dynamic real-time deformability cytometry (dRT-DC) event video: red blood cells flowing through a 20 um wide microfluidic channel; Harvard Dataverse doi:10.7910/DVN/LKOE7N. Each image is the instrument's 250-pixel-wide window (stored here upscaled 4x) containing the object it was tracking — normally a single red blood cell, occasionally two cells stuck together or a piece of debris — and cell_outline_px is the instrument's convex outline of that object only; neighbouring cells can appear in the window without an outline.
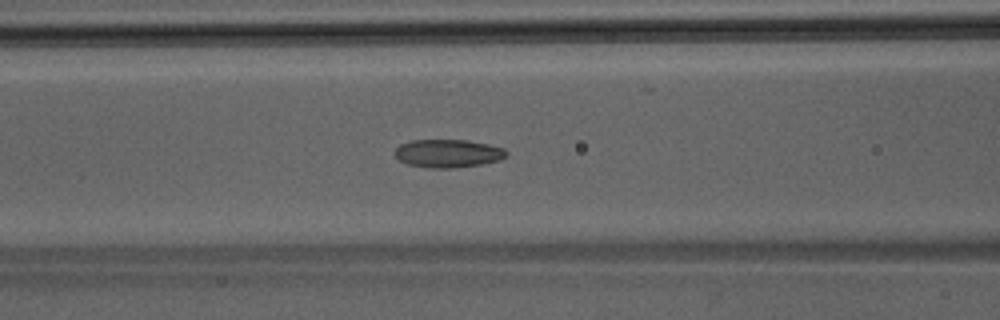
{"species": "Egyptian fruit bat (a non-hibernating species)", "species_latin": "Rousettus aegyptiacus", "temperature_condition": "room temperature", "stored_images_in_passage": 47, "camera_frame_rate_fps": 3000, "um_per_image_px": 0.085, "animal": {"sex": "male"}, "frame": {"image": 1, "passage_image": 20, "time_ms": 6.333, "image_size_px": [1000, 320], "cell_outline_px": [[508, 156], [500, 160], [484, 164], [456, 168], [432, 168], [408, 164], [400, 160], [396, 156], [396, 148], [400, 144], [412, 140], [468, 140], [488, 144], [504, 148], [508, 152]], "centroid_in_image_um": [38.14, 13.04], "position_along_channel_um": 128.5, "area_um2": 18.38}}
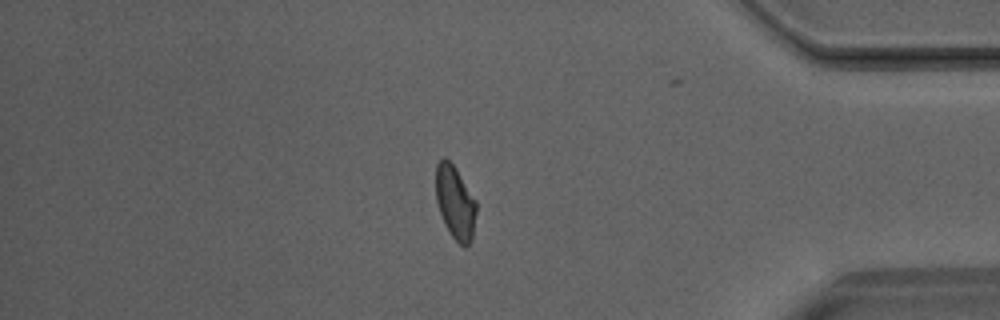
{"frame": {"image": 2, "passage_image": 40, "time_ms": 13.0, "image_size_px": [1000, 320], "cell_outline_px": [[476, 212], [472, 240], [464, 248], [452, 236], [444, 224], [436, 200], [436, 164], [444, 156], [456, 168], [476, 200]], "centroid_in_image_um": [38.69, 17.2], "position_along_channel_um": 396.5, "area_um2": 17.28}}
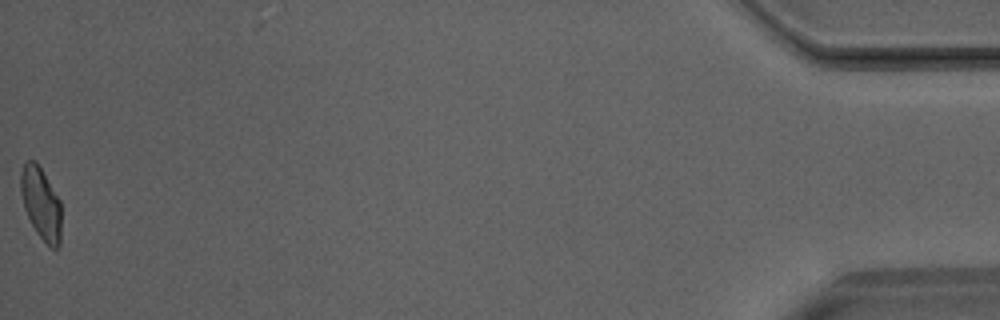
{"frame": {"image": 3, "passage_image": 47, "time_ms": 15.333, "image_size_px": [1000, 320], "cell_outline_px": [[60, 244], [56, 248], [52, 248], [36, 232], [24, 208], [20, 192], [20, 172], [24, 164], [28, 160], [36, 160], [60, 200]], "centroid_in_image_um": [3.46, 17.25], "position_along_channel_um": 431.7, "area_um2": 16.88}}